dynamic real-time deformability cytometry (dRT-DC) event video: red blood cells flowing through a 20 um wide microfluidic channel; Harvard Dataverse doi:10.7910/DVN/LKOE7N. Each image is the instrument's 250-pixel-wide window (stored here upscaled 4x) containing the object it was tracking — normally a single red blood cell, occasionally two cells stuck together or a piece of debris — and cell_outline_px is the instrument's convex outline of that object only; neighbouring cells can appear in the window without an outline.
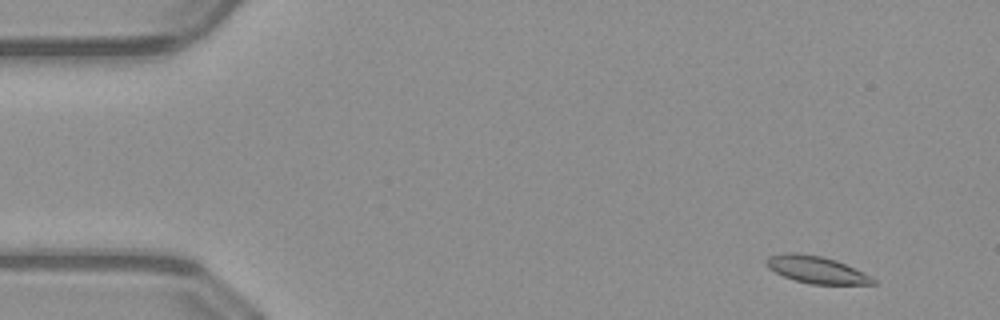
{"species": "common noctule bat (a hibernating species)", "species_latin": "Nyctalus noctula", "temperature_condition": "warm", "stored_images_in_passage": 50, "camera_frame_rate_fps": 3000, "um_per_image_px": 0.085, "animal": {"sex": "male", "body_mass_g": 23.1, "forearm_length_mm": 52.7}, "frame": {"image": 1, "passage_image": 3, "time_ms": 0.667, "image_size_px": [1000, 320], "cell_outline_px": [[876, 284], [808, 284], [784, 276], [768, 268], [764, 264], [764, 260], [768, 256], [788, 252], [796, 252], [820, 256], [836, 260], [872, 276], [876, 280]], "centroid_in_image_um": [69.37, 22.92], "position_along_channel_um": 15.6, "area_um2": 16.88}}
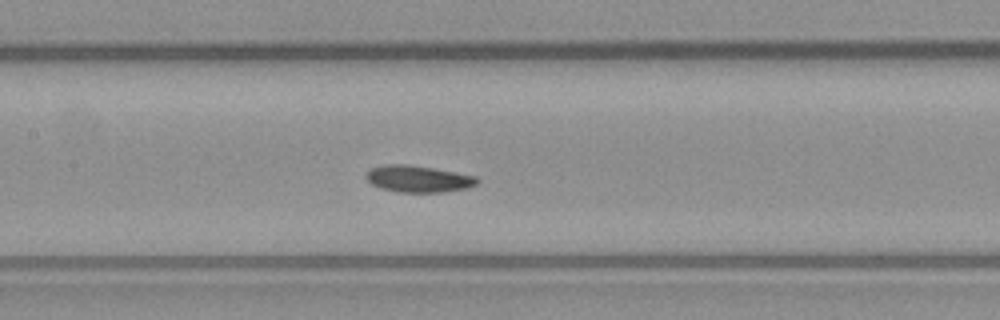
{"frame": {"image": 2, "passage_image": 23, "time_ms": 7.333, "image_size_px": [1000, 320], "cell_outline_px": [[480, 180], [476, 184], [468, 188], [444, 192], [396, 192], [380, 188], [372, 184], [364, 176], [372, 168], [384, 164], [408, 164], [432, 168], [476, 176]], "centroid_in_image_um": [35.55, 15.21], "position_along_channel_um": 171.9, "area_um2": 17.28}}
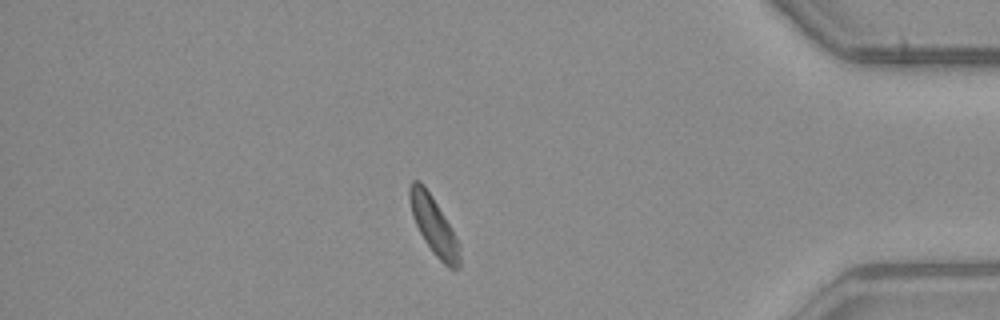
{"frame": {"image": 3, "passage_image": 43, "time_ms": 14.0, "image_size_px": [1000, 320], "cell_outline_px": [[460, 268], [448, 268], [432, 252], [424, 240], [412, 216], [408, 196], [408, 188], [412, 180], [420, 180], [424, 184], [432, 196], [444, 216], [460, 248]], "centroid_in_image_um": [36.83, 19.14], "position_along_channel_um": 398.4, "area_um2": 16.59}, "authors_computed_cell_mechanics": {"area_um2": 17.051, "velocity_mm_per_s": 3.9961, "shape_relaxation_time_tau1_ms": 2.2622, "shape_relaxation_time_tau2_ms": 2.6073, "deformation_change_tau1": 0.0774, "deformation_change_tau2": 0.0718}}